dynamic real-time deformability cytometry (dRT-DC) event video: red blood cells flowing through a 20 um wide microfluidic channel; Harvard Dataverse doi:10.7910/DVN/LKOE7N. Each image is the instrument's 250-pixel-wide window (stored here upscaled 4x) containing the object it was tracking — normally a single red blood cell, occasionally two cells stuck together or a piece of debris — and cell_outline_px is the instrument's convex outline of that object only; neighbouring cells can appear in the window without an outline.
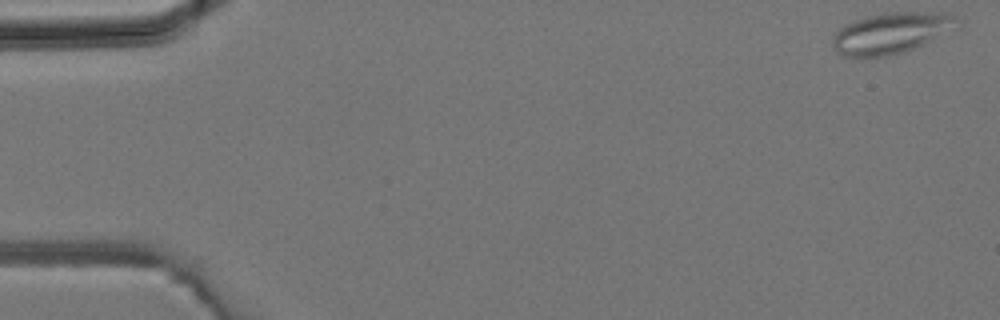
{"species": "common noctule bat (a hibernating species)", "species_latin": "Nyctalus noctula", "temperature_condition": "room temperature", "stored_images_in_passage": 12, "camera_frame_rate_fps": 3000, "um_per_image_px": 0.085, "animal": {"sex": "male", "body_mass_g": 19.2, "forearm_length_mm": 51.8}, "frame": {"image": 1, "passage_image": 1, "time_ms": 0.0, "image_size_px": [1000, 320], "cell_outline_px": [[960, 28], [912, 48], [888, 56], [840, 56], [836, 52], [832, 44], [832, 36], [844, 24], [868, 16], [884, 12], [948, 12], [952, 16]], "centroid_in_image_um": [75.73, 2.79], "position_along_channel_um": 9.3, "area_um2": 29.65}}